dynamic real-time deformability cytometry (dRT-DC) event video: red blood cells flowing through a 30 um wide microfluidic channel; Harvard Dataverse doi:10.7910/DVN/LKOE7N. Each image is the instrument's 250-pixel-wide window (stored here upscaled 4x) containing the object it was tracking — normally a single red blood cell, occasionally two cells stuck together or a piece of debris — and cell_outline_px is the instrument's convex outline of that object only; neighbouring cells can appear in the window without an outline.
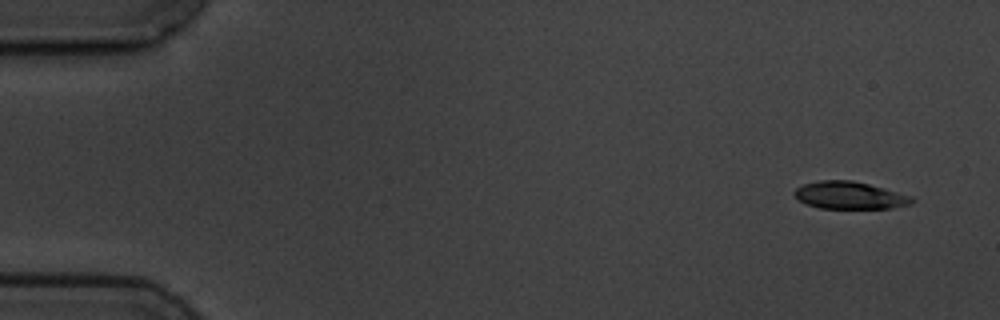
{"species": "common noctule bat (a hibernating species)", "species_latin": "Nyctalus noctula", "temperature_condition": "cold", "stored_images_in_passage": 4, "camera_frame_rate_fps": 3000, "um_per_image_px": 0.085, "animal": {"sex": "male", "body_mass_g": 19.5, "forearm_length_mm": 54.6}, "frame": {"image": 1, "passage_image": 1, "time_ms": 0.0, "image_size_px": [1000, 320], "cell_outline_px": [[916, 200], [912, 204], [892, 208], [820, 208], [808, 204], [800, 200], [792, 192], [796, 188], [804, 184], [820, 180], [852, 180], [868, 184], [912, 196]], "centroid_in_image_um": [72.25, 16.6], "position_along_channel_um": 12.8, "area_um2": 18.61}}